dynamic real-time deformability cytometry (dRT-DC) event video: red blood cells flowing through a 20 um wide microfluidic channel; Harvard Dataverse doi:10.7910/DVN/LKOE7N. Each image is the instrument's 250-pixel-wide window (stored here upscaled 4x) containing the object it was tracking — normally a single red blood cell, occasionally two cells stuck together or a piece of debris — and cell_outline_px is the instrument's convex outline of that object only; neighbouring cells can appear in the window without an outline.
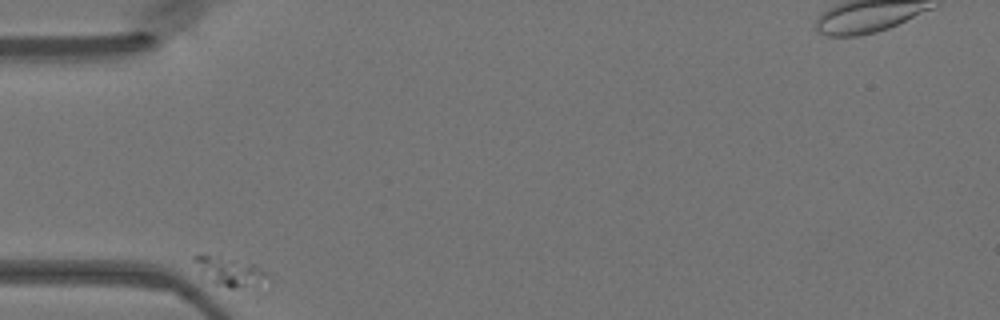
{"species": "Egyptian fruit bat (a non-hibernating species)", "species_latin": "Rousettus aegyptiacus", "temperature_condition": "warm", "stored_images_in_passage": 35, "segment_of_instrument_passage": [1, 2], "camera_frame_rate_fps": 3000, "um_per_image_px": 0.085, "animal": {"sex": "female"}, "frame": {"image": 1, "passage_image": 1, "time_ms": 0.0, "image_size_px": [1000, 320], "cell_outline_px": [[272, 280], [256, 284], [236, 288], [228, 288], [216, 284], [200, 272], [192, 260], [192, 256], [204, 252], [236, 260], [260, 268], [268, 272], [272, 276]], "centroid_in_image_um": [19.51, 23.05], "position_along_channel_um": 65.5, "area_um2": 12.37}}
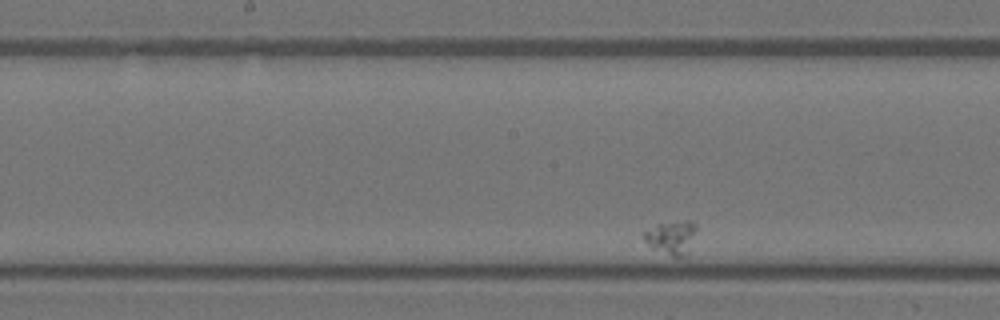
{"frame": {"image": 2, "passage_image": 16, "time_ms": 5.0, "image_size_px": [1000, 320], "cell_outline_px": [[696, 228], [688, 252], [684, 256], [672, 256], [652, 248], [644, 240], [644, 232], [656, 224], [688, 220], [696, 224]], "centroid_in_image_um": [57.06, 20.17], "position_along_channel_um": 191.1, "area_um2": 10.0}}
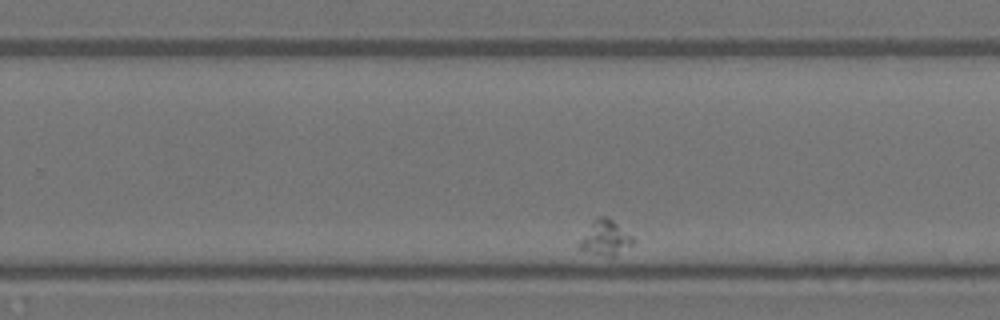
{"frame": {"image": 3, "passage_image": 25, "time_ms": 8.0, "image_size_px": [1000, 320], "cell_outline_px": [[636, 240], [632, 244], [612, 256], [608, 256], [576, 248], [576, 244], [592, 220], [600, 216], [608, 216], [632, 236]], "centroid_in_image_um": [51.4, 20.18], "position_along_channel_um": 278.4, "area_um2": 10.81}}